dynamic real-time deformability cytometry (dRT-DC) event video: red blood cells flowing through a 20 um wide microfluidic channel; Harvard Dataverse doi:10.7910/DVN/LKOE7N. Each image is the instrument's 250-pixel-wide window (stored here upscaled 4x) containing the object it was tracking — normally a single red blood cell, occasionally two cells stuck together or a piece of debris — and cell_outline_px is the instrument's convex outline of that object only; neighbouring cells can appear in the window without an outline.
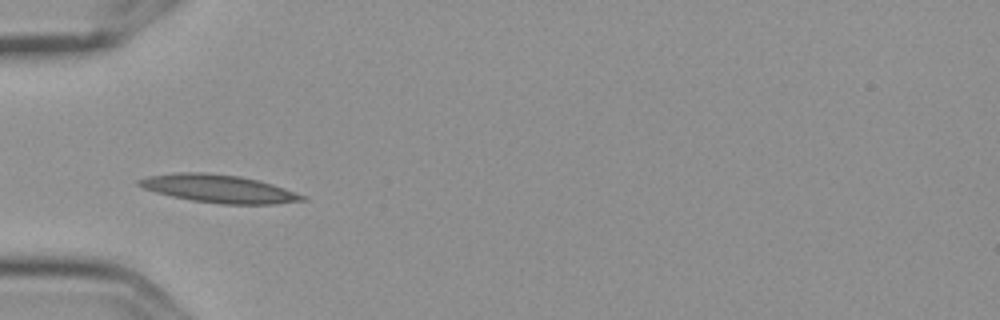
{"species": "Egyptian fruit bat (a non-hibernating species)", "species_latin": "Rousettus aegyptiacus", "temperature_condition": "cold", "stored_images_in_passage": 4, "camera_frame_rate_fps": 3000, "um_per_image_px": 0.085, "frame": {"image": 1, "passage_image": 3, "time_ms": 0.667, "image_size_px": [1000, 320], "cell_outline_px": [[308, 200], [272, 204], [220, 204], [192, 200], [172, 196], [156, 192], [144, 188], [136, 184], [136, 180], [148, 176], [172, 172], [204, 172], [240, 176], [272, 184], [308, 196]], "centroid_in_image_um": [18.59, 16.03], "position_along_channel_um": 66.4, "area_um2": 26.65}}
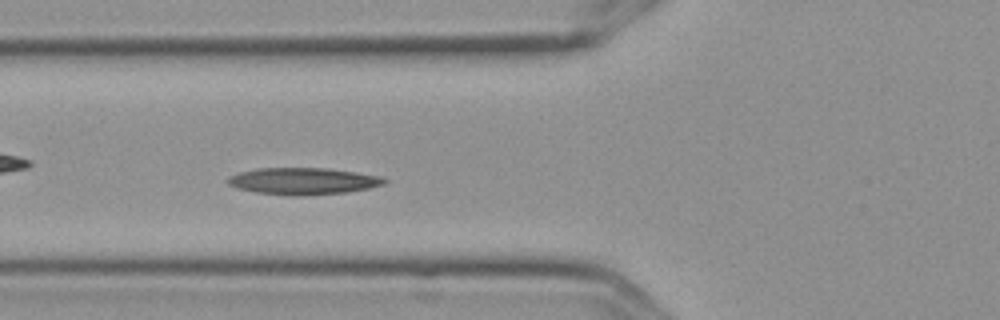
{"frame": {"image": 2, "passage_image": 4, "time_ms": 1.0, "image_size_px": [1000, 320], "cell_outline_px": [[388, 180], [384, 184], [368, 188], [348, 192], [292, 196], [288, 196], [256, 192], [236, 188], [228, 184], [224, 180], [228, 176], [240, 172], [256, 168], [328, 168], [356, 172], [380, 176]], "centroid_in_image_um": [25.72, 15.39], "position_along_channel_um": 100.1, "area_um2": 24.57}}